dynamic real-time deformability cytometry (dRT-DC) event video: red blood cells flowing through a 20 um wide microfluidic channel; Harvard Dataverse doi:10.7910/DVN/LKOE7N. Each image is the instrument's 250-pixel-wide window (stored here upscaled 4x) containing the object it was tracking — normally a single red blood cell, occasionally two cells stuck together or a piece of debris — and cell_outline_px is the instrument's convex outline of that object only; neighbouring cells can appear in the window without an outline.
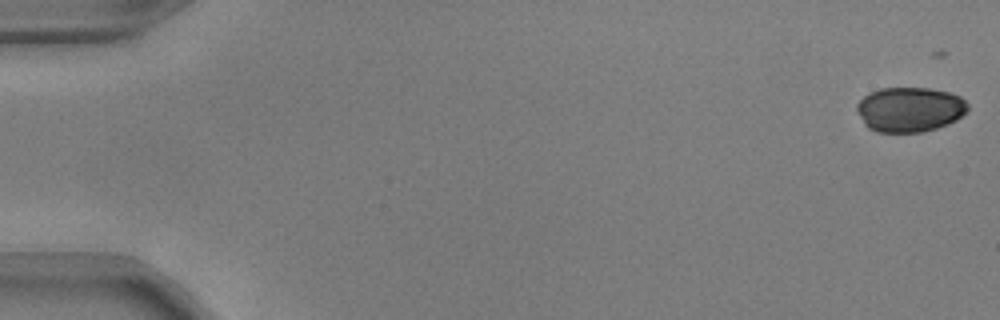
{"species": "common noctule bat (a hibernating species)", "species_latin": "Nyctalus noctula", "temperature_condition": "warm", "stored_images_in_passage": 21, "camera_frame_rate_fps": 3000, "um_per_image_px": 0.085, "animal": {"sex": "male", "body_mass_g": 17.9, "forearm_length_mm": 54.2}, "frame": {"image": 1, "passage_image": 1, "time_ms": 0.0, "image_size_px": [1000, 320], "cell_outline_px": [[968, 108], [956, 120], [948, 124], [936, 128], [920, 132], [876, 132], [868, 128], [864, 124], [856, 108], [856, 104], [864, 96], [880, 88], [928, 88], [948, 92], [960, 96], [968, 104]], "centroid_in_image_um": [77.31, 9.3], "position_along_channel_um": 7.7, "area_um2": 28.84}}
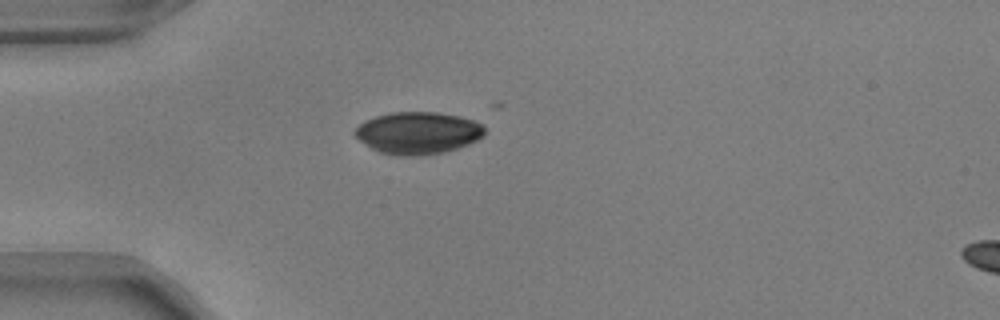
{"frame": {"image": 2, "passage_image": 15, "time_ms": 4.667, "image_size_px": [1000, 320], "cell_outline_px": [[484, 136], [468, 144], [444, 152], [416, 156], [400, 156], [380, 152], [364, 144], [352, 132], [360, 124], [376, 116], [392, 112], [436, 112], [460, 116], [484, 124]], "centroid_in_image_um": [35.53, 11.3], "position_along_channel_um": 49.5, "area_um2": 31.73}}